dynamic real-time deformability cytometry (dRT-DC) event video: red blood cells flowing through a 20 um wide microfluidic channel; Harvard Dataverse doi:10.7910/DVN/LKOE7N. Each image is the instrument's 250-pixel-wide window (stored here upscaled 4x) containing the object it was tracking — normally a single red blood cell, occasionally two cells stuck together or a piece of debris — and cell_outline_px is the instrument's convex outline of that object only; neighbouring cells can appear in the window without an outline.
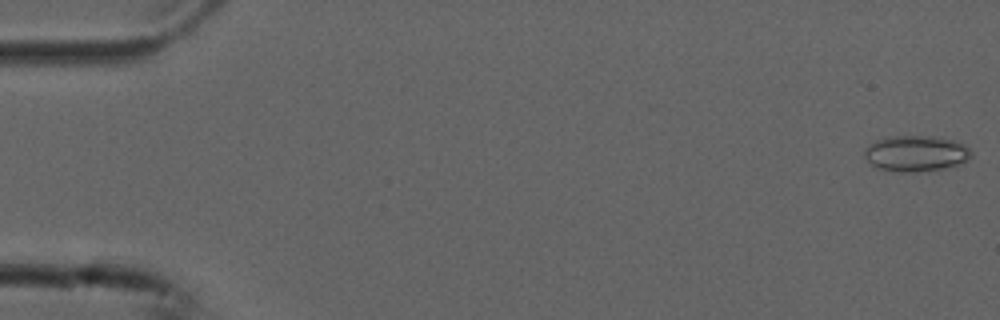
{"species": "common noctule bat (a hibernating species)", "species_latin": "Nyctalus noctula", "temperature_condition": "cold", "stored_images_in_passage": 13, "camera_frame_rate_fps": 3000, "um_per_image_px": 0.085, "animal": {"sex": "male", "forearm_length_mm": 52.5}, "frame": {"image": 1, "passage_image": 1, "time_ms": 0.0, "image_size_px": [1000, 320], "cell_outline_px": [[972, 156], [968, 160], [960, 164], [944, 168], [916, 172], [896, 172], [880, 168], [872, 164], [864, 156], [864, 148], [868, 144], [884, 136], [936, 136], [952, 140], [964, 144], [972, 152]], "centroid_in_image_um": [77.85, 13.03], "position_along_channel_um": 7.2, "area_um2": 22.54}}